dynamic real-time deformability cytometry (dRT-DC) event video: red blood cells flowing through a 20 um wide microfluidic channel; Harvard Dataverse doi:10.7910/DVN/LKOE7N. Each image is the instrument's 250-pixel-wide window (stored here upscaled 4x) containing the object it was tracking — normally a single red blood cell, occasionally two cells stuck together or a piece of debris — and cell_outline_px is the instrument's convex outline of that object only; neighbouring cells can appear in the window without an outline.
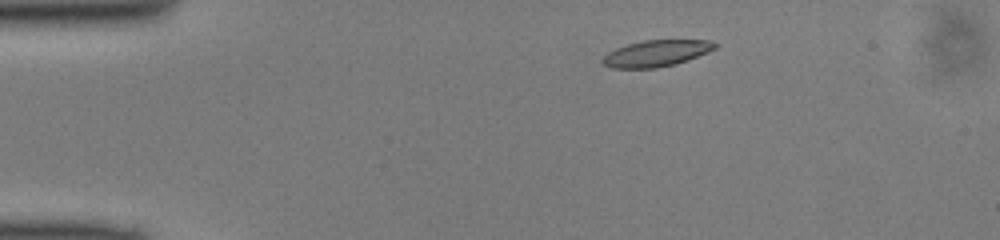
{"species": "common noctule bat (a hibernating species)", "species_latin": "Nyctalus noctula", "temperature_condition": "cold", "stored_images_in_passage": 45, "camera_frame_rate_fps": 3000, "um_per_image_px": 0.085, "animal": {"sex": "male", "body_mass_g": 13.0, "forearm_length_mm": 53.1}, "frame": {"image": 1, "passage_image": 5, "time_ms": 1.333, "image_size_px": [1000, 240], "cell_outline_px": [[720, 44], [716, 48], [708, 52], [688, 60], [676, 64], [656, 68], [612, 68], [604, 64], [600, 60], [608, 52], [616, 48], [628, 44], [644, 40], [708, 40]], "centroid_in_image_um": [55.8, 4.53], "position_along_channel_um": 29.2, "area_um2": 17.34}}
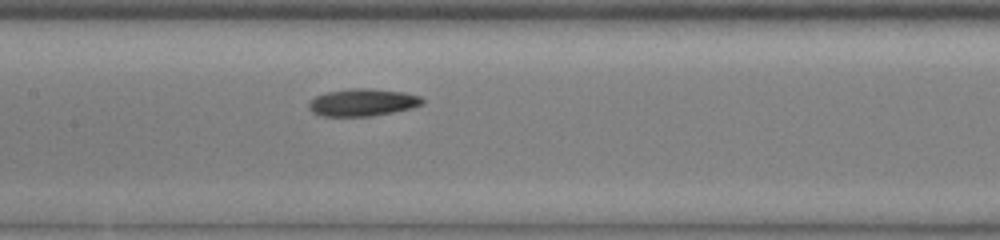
{"frame": {"image": 2, "passage_image": 20, "time_ms": 6.333, "image_size_px": [1000, 240], "cell_outline_px": [[424, 104], [412, 108], [372, 116], [320, 116], [312, 112], [308, 108], [308, 104], [316, 96], [328, 92], [348, 88], [368, 88], [404, 92], [420, 96], [424, 100]], "centroid_in_image_um": [30.83, 8.7], "position_along_channel_um": 176.6, "area_um2": 18.15}}
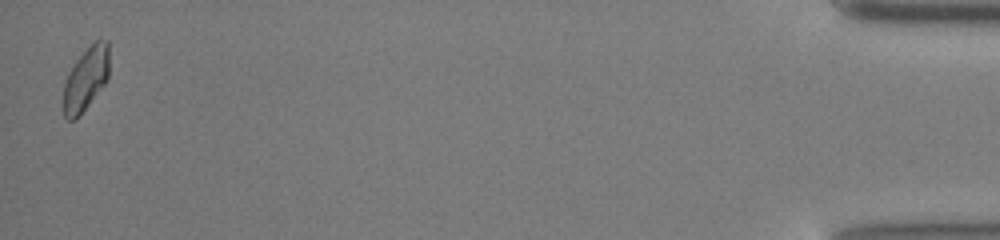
{"frame": {"image": 3, "passage_image": 45, "time_ms": 14.667, "image_size_px": [1000, 240], "cell_outline_px": [[108, 80], [88, 104], [72, 120], [68, 120], [64, 116], [64, 84], [68, 72], [76, 60], [96, 40], [108, 40]], "centroid_in_image_um": [7.3, 6.67], "position_along_channel_um": 427.9, "area_um2": 16.36}}